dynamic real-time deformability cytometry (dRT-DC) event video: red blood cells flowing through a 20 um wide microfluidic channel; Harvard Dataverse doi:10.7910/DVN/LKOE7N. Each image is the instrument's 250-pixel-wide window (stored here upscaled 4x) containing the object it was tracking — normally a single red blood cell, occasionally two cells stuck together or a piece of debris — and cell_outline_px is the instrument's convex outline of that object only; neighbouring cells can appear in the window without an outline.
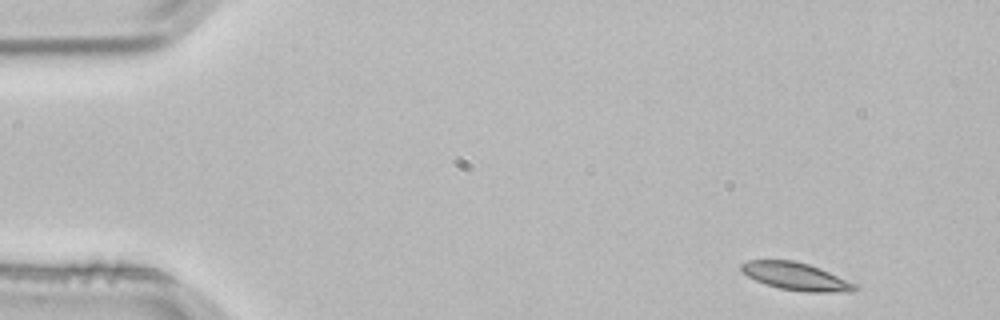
{"species": "common noctule bat (a hibernating species)", "species_latin": "Nyctalus noctula", "temperature_condition": "room temperature", "stored_images_in_passage": 3, "camera_frame_rate_fps": 3000, "um_per_image_px": 0.085, "animal": {"sex": "male", "body_mass_g": 21.5, "forearm_length_mm": 52.0}, "frame": {"image": 1, "passage_image": 1, "time_ms": 0.0, "image_size_px": [1000, 320], "cell_outline_px": [[856, 288], [852, 292], [808, 292], [780, 288], [764, 284], [748, 276], [740, 268], [740, 264], [748, 260], [792, 260], [808, 264], [820, 268], [856, 284]], "centroid_in_image_um": [67.64, 23.49], "position_along_channel_um": 17.4, "area_um2": 18.09}}
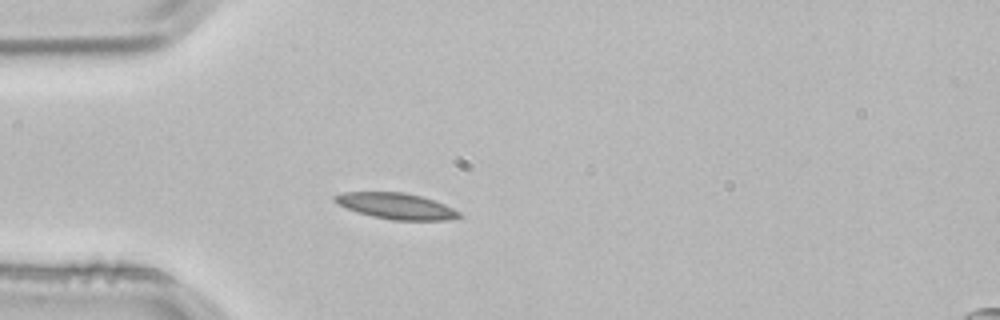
{"frame": {"image": 2, "passage_image": 3, "time_ms": 0.667, "image_size_px": [1000, 320], "cell_outline_px": [[464, 216], [448, 220], [392, 220], [372, 216], [348, 208], [332, 200], [332, 196], [344, 192], [404, 192], [420, 196], [444, 204], [460, 212]], "centroid_in_image_um": [33.7, 17.51], "position_along_channel_um": 51.3, "area_um2": 18.67}}